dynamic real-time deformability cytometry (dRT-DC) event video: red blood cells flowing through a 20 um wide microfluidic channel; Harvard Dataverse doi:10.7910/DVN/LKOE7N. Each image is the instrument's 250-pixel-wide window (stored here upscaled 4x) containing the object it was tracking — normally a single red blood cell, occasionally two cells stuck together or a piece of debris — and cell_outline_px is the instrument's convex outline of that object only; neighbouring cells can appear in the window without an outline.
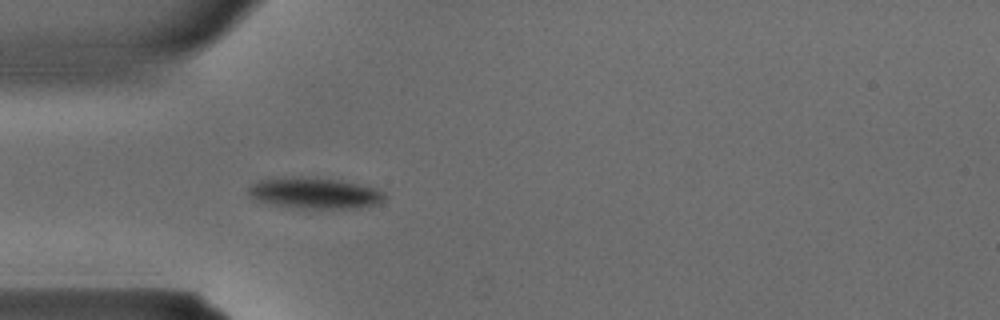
{"species": "common noctule bat (a hibernating species)", "species_latin": "Nyctalus noctula", "temperature_condition": "warm", "stored_images_in_passage": 25, "camera_frame_rate_fps": 3000, "um_per_image_px": 0.085, "animal": {"sex": "male", "body_mass_g": 15.6}, "frame": {"image": 1, "passage_image": 3, "time_ms": 0.667, "image_size_px": [1000, 320], "cell_outline_px": [[388, 196], [384, 200], [376, 204], [356, 208], [308, 208], [276, 204], [260, 200], [252, 196], [248, 192], [248, 188], [252, 184], [260, 180], [292, 176], [316, 176], [344, 180], [372, 188], [384, 192]], "centroid_in_image_um": [26.81, 16.38], "position_along_channel_um": 58.2, "area_um2": 24.45}}
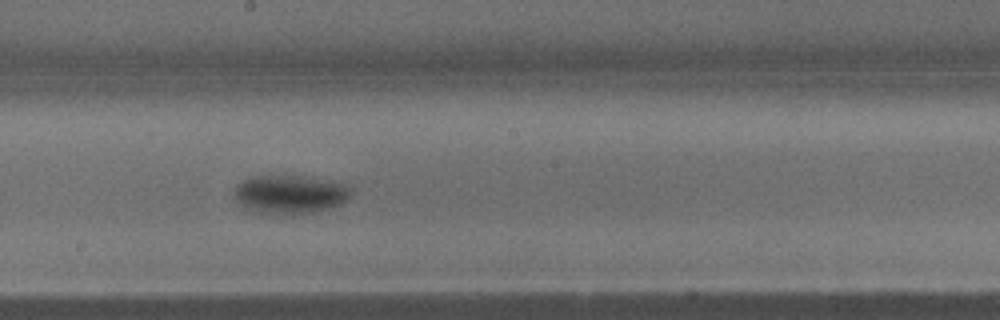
{"frame": {"image": 2, "passage_image": 12, "time_ms": 3.667, "image_size_px": [1000, 320], "cell_outline_px": [[352, 196], [340, 204], [328, 208], [312, 212], [292, 216], [256, 212], [244, 208], [236, 200], [232, 192], [236, 184], [252, 176], [284, 172], [332, 180], [344, 184], [352, 188]], "centroid_in_image_um": [24.62, 16.47], "position_along_channel_um": 223.6, "area_um2": 27.69}}
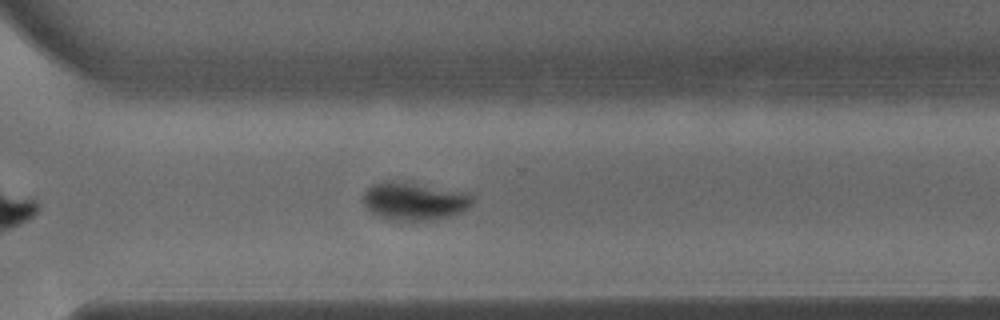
{"frame": {"image": 3, "passage_image": 18, "time_ms": 5.667, "image_size_px": [1000, 320], "cell_outline_px": [[472, 204], [468, 208], [460, 212], [436, 220], [388, 220], [376, 216], [364, 204], [364, 192], [372, 184], [392, 180], [468, 192], [472, 196]], "centroid_in_image_um": [35.21, 17.1], "position_along_channel_um": 335.4, "area_um2": 24.04}}